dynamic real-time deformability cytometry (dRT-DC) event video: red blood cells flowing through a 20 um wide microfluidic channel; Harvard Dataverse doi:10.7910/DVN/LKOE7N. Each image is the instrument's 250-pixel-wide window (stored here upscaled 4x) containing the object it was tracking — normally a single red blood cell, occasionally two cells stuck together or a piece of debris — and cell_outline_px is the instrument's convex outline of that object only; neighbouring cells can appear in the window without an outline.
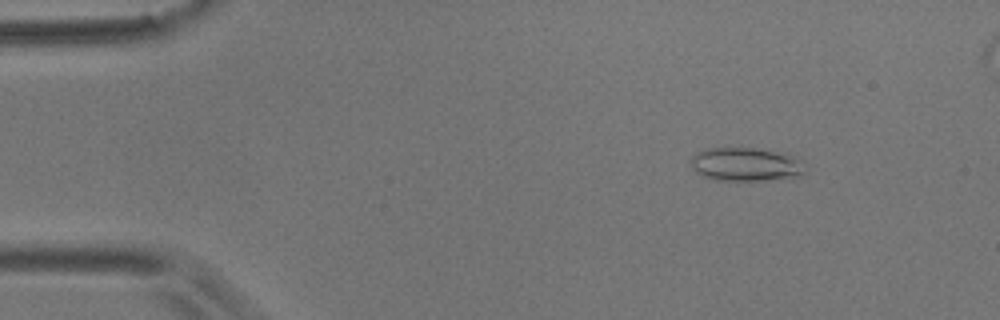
{"species": "common noctule bat (a hibernating species)", "species_latin": "Nyctalus noctula", "temperature_condition": "room temperature", "stored_images_in_passage": 57, "segment_of_instrument_passage": [1, 2], "camera_frame_rate_fps": 3000, "um_per_image_px": 0.085, "animal": {"sex": "male", "body_mass_g": 17.9}, "frame": {"image": 1, "passage_image": 7, "time_ms": 2.0, "image_size_px": [1000, 320], "cell_outline_px": [[804, 172], [800, 176], [768, 180], [712, 180], [700, 176], [692, 168], [692, 156], [696, 152], [704, 148], [752, 148], [792, 156], [796, 160]], "centroid_in_image_um": [63.25, 13.99], "position_along_channel_um": 21.7, "area_um2": 21.85}}
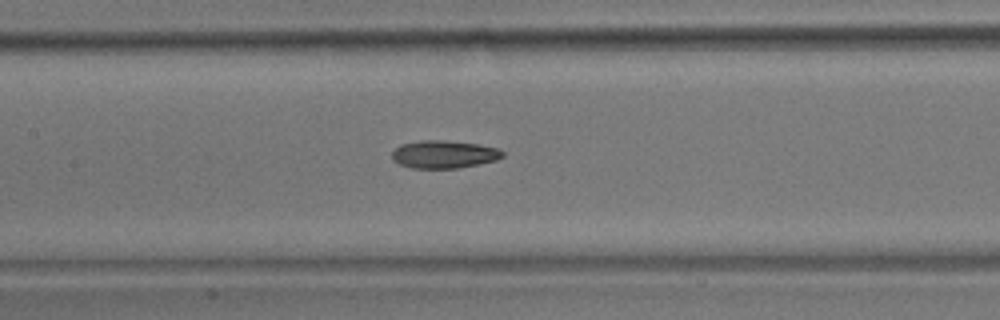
{"frame": {"image": 2, "passage_image": 26, "time_ms": 8.333, "image_size_px": [1000, 320], "cell_outline_px": [[504, 156], [496, 160], [480, 164], [460, 168], [412, 168], [400, 164], [392, 160], [392, 152], [400, 144], [420, 140], [444, 140], [480, 144], [500, 148], [504, 152]], "centroid_in_image_um": [37.77, 13.11], "position_along_channel_um": 169.6, "area_um2": 18.15}}
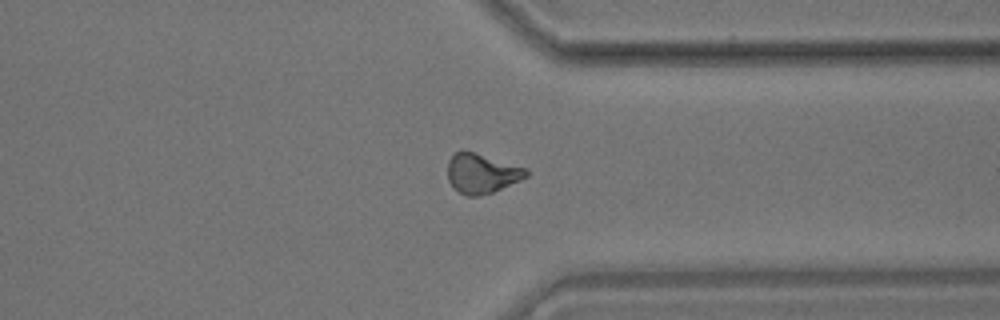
{"frame": {"image": 3, "passage_image": 43, "time_ms": 14.0, "image_size_px": [1000, 320], "cell_outline_px": [[528, 176], [520, 180], [492, 192], [480, 196], [468, 196], [460, 192], [448, 180], [448, 160], [456, 152], [464, 148], [524, 168], [528, 172]], "centroid_in_image_um": [40.92, 14.71], "position_along_channel_um": 370.5, "area_um2": 17.98}}